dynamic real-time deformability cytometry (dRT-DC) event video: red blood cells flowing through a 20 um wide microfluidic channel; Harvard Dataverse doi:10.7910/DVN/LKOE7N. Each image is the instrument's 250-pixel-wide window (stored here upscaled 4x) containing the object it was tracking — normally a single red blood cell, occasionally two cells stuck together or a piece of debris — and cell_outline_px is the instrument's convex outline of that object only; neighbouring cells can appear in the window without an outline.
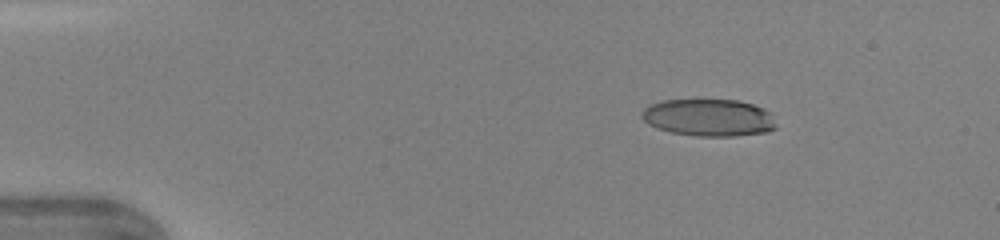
{"species": "human", "species_latin": "Homo sapiens", "temperature_condition": "warm", "stored_images_in_passage": 38, "camera_frame_rate_fps": 3000, "um_per_image_px": 0.085, "donor": {"sex": "female"}, "frame": {"image": 1, "passage_image": 1, "time_ms": 0.0, "image_size_px": [1000, 240], "cell_outline_px": [[776, 128], [768, 132], [736, 136], [696, 136], [672, 132], [656, 128], [648, 124], [640, 116], [640, 112], [648, 104], [660, 100], [740, 100], [764, 108], [772, 112], [776, 124]], "centroid_in_image_um": [60.25, 9.99], "position_along_channel_um": 24.7, "area_um2": 29.59}}
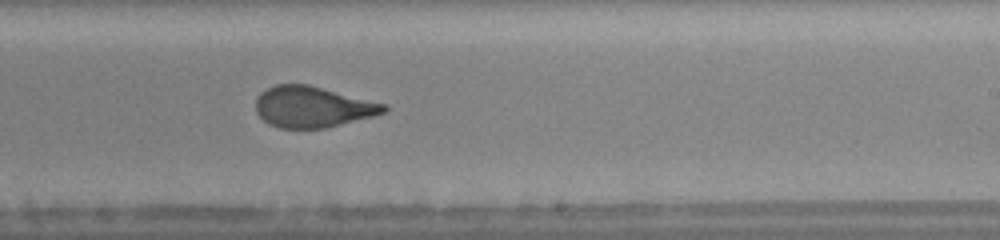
{"frame": {"image": 2, "passage_image": 22, "time_ms": 7.0, "image_size_px": [1000, 240], "cell_outline_px": [[388, 108], [384, 112], [372, 116], [324, 128], [280, 128], [268, 124], [256, 112], [256, 96], [260, 92], [276, 84], [308, 84], [384, 104]], "centroid_in_image_um": [26.5, 9.08], "position_along_channel_um": 262.5, "area_um2": 30.23}}
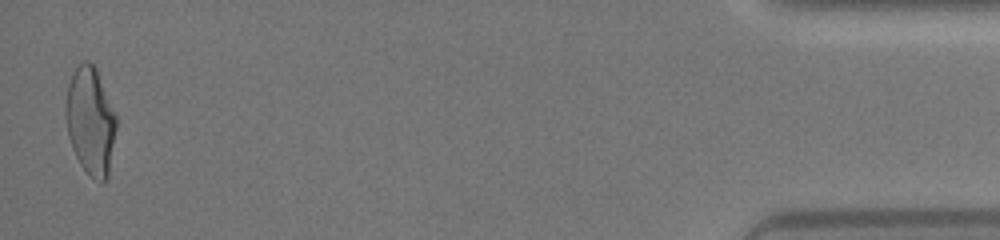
{"frame": {"image": 3, "passage_image": 38, "time_ms": 12.333, "image_size_px": [1000, 240], "cell_outline_px": [[116, 128], [108, 176], [100, 184], [80, 164], [72, 148], [68, 136], [64, 112], [68, 84], [72, 72], [76, 64], [84, 60], [88, 60], [96, 68], [116, 116]], "centroid_in_image_um": [7.66, 10.24], "position_along_channel_um": 427.5, "area_um2": 31.67}}